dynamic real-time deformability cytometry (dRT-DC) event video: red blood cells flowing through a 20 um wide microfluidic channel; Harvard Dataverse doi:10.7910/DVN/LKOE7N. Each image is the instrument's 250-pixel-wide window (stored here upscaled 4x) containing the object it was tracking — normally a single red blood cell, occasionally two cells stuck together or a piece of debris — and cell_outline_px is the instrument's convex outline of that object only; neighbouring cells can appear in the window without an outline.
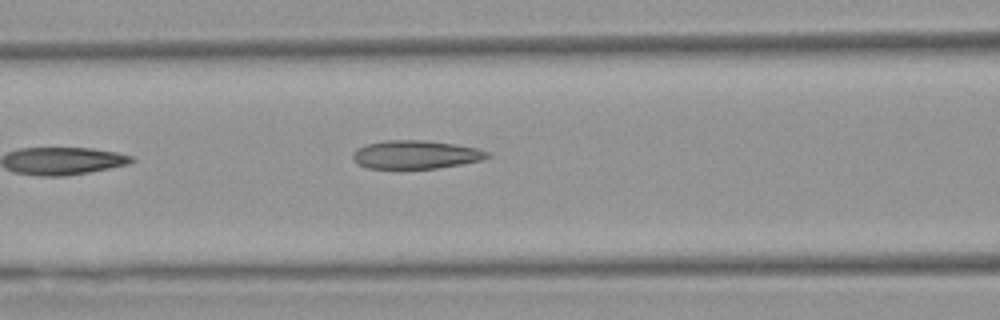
{"species": "Egyptian fruit bat (a non-hibernating species)", "species_latin": "Rousettus aegyptiacus", "temperature_condition": "warm", "stored_images_in_passage": 5, "camera_frame_rate_fps": 3000, "um_per_image_px": 0.085, "animal": {"sex": "female"}, "frame": {"image": 1, "passage_image": 5, "time_ms": 5.667, "image_size_px": [1000, 320], "cell_outline_px": [[492, 156], [484, 160], [436, 168], [368, 168], [356, 164], [352, 160], [352, 152], [356, 148], [368, 144], [384, 140], [424, 140], [456, 144], [476, 148], [492, 152]], "centroid_in_image_um": [35.34, 13.13], "position_along_channel_um": 131.3, "area_um2": 22.48}}